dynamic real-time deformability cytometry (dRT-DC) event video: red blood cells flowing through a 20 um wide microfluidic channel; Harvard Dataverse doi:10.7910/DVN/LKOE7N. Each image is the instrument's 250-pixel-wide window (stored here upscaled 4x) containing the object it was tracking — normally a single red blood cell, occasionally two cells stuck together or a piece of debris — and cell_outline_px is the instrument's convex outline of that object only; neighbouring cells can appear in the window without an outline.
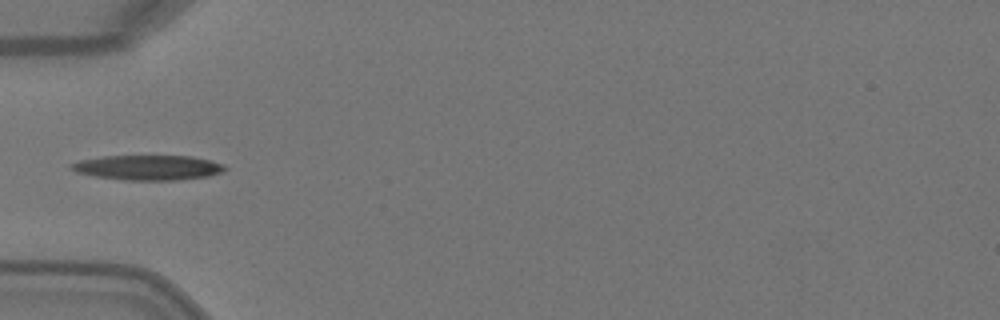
{"species": "Egyptian fruit bat (a non-hibernating species)", "species_latin": "Rousettus aegyptiacus", "temperature_condition": "warm", "stored_images_in_passage": 4, "camera_frame_rate_fps": 3000, "um_per_image_px": 0.085, "animal": {"sex": "female"}, "frame": {"image": 1, "passage_image": 4, "time_ms": 1.0, "image_size_px": [1000, 320], "cell_outline_px": [[228, 168], [224, 172], [208, 176], [176, 180], [124, 180], [96, 176], [76, 172], [68, 168], [72, 164], [80, 160], [104, 156], [192, 156], [212, 160], [224, 164]], "centroid_in_image_um": [12.64, 14.24], "position_along_channel_um": 72.4, "area_um2": 22.37}}